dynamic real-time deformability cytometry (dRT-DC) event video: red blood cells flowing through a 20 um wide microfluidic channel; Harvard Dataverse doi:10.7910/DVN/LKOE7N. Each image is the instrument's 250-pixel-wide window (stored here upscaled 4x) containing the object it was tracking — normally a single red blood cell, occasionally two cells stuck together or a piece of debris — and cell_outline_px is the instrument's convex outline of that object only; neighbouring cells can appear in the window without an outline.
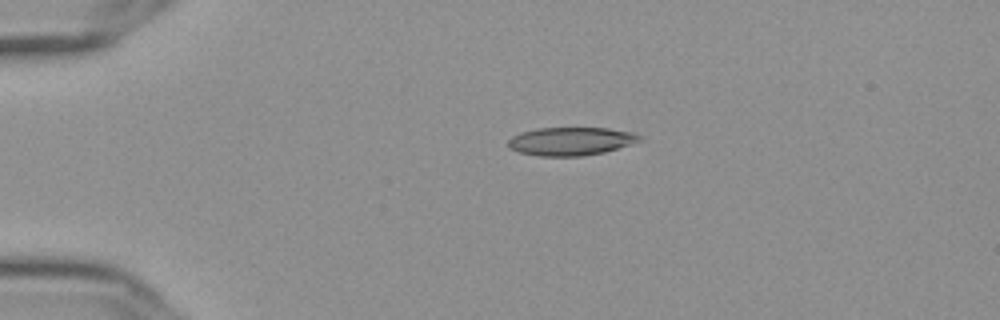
{"species": "Egyptian fruit bat (a non-hibernating species)", "species_latin": "Rousettus aegyptiacus", "temperature_condition": "cold", "stored_images_in_passage": 44, "camera_frame_rate_fps": 3000, "um_per_image_px": 0.085, "frame": {"image": 1, "passage_image": 1, "time_ms": 0.0, "image_size_px": [1000, 320], "cell_outline_px": [[644, 140], [604, 152], [584, 156], [540, 156], [520, 152], [508, 148], [508, 140], [512, 136], [520, 132], [536, 128], [608, 128], [636, 132], [644, 136]], "centroid_in_image_um": [48.57, 12.0], "position_along_channel_um": 36.4, "area_um2": 21.91}}
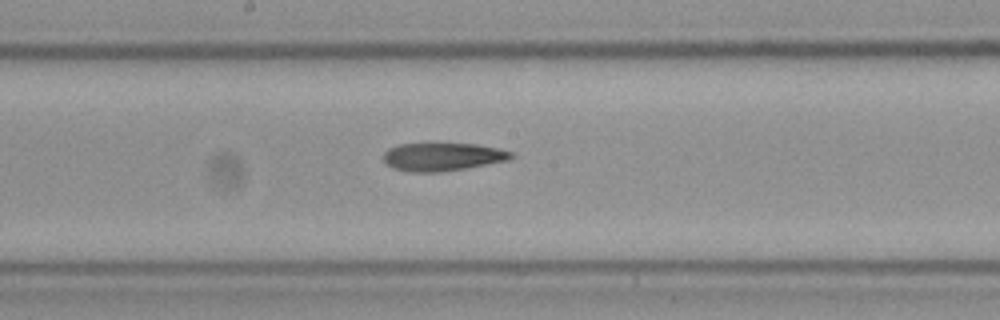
{"frame": {"image": 2, "passage_image": 19, "time_ms": 6.0, "image_size_px": [1000, 320], "cell_outline_px": [[516, 156], [508, 160], [464, 168], [440, 172], [412, 172], [392, 168], [384, 160], [384, 152], [388, 148], [396, 144], [436, 140], [476, 144], [500, 148], [512, 152]], "centroid_in_image_um": [37.59, 13.26], "position_along_channel_um": 210.6, "area_um2": 21.96}}
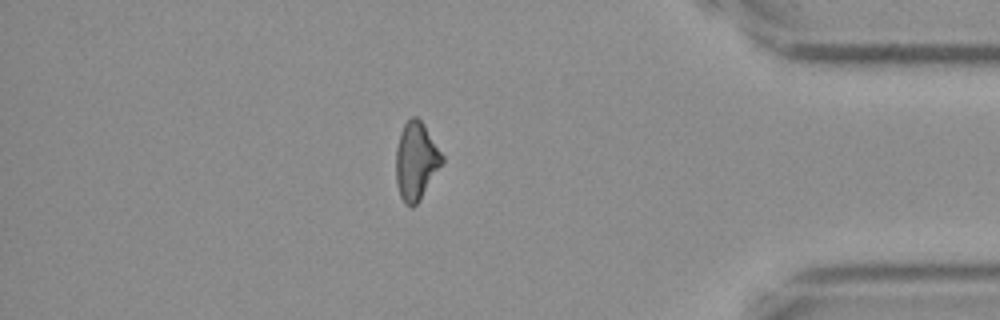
{"frame": {"image": 3, "passage_image": 37, "time_ms": 12.0, "image_size_px": [1000, 320], "cell_outline_px": [[444, 160], [420, 200], [412, 208], [404, 204], [400, 196], [396, 184], [396, 148], [400, 132], [404, 124], [412, 116], [416, 116], [424, 124], [444, 156]], "centroid_in_image_um": [35.35, 13.69], "position_along_channel_um": 399.8, "area_um2": 20.98}}